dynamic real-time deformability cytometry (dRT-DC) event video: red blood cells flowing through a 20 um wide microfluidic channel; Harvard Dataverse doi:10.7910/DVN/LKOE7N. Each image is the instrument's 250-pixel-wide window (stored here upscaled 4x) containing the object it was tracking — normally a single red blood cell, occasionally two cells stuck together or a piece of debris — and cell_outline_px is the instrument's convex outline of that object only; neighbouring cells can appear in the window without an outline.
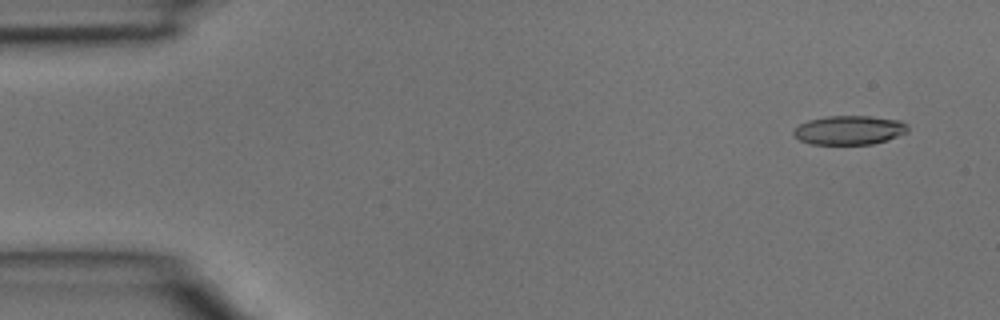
{"species": "common noctule bat (a hibernating species)", "species_latin": "Nyctalus noctula", "temperature_condition": "room temperature", "stored_images_in_passage": 3, "camera_frame_rate_fps": 3000, "um_per_image_px": 0.085, "animal": {"sex": "male", "body_mass_g": 15.6}, "frame": {"image": 1, "passage_image": 1, "time_ms": 0.0, "image_size_px": [1000, 320], "cell_outline_px": [[908, 132], [872, 144], [812, 144], [800, 140], [792, 132], [800, 124], [808, 120], [828, 116], [872, 116], [900, 120], [908, 124]], "centroid_in_image_um": [72.21, 11.05], "position_along_channel_um": 12.8, "area_um2": 19.19}}